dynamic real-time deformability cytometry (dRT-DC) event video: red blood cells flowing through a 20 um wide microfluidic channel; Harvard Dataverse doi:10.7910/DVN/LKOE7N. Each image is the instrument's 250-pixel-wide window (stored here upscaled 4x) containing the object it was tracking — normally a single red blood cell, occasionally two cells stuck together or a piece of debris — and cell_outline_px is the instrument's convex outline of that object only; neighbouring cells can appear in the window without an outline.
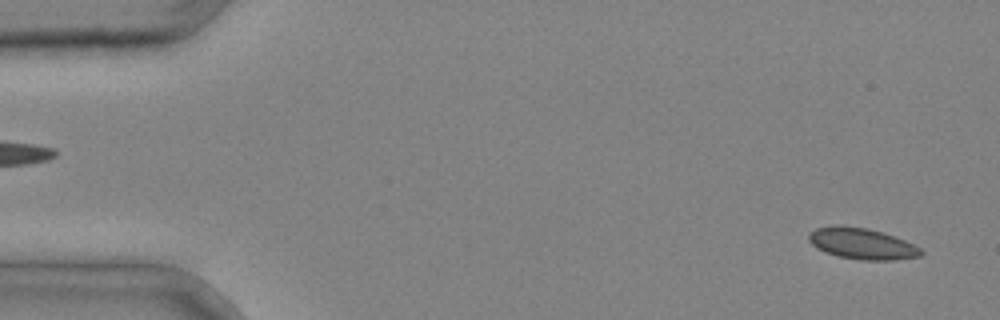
{"species": "common noctule bat (a hibernating species)", "species_latin": "Nyctalus noctula", "temperature_condition": "cold", "stored_images_in_passage": 4, "camera_frame_rate_fps": 3000, "um_per_image_px": 0.085, "animal": {"sex": "male", "body_mass_g": 20.4}, "frame": {"image": 1, "passage_image": 4, "time_ms": 1.0, "image_size_px": [1000, 320], "cell_outline_px": [[924, 252], [920, 256], [896, 260], [860, 260], [836, 256], [824, 252], [816, 248], [808, 240], [808, 232], [816, 228], [832, 224], [840, 224], [868, 228], [884, 232], [904, 240], [920, 248]], "centroid_in_image_um": [73.21, 20.69], "position_along_channel_um": 11.8, "area_um2": 20.81}}